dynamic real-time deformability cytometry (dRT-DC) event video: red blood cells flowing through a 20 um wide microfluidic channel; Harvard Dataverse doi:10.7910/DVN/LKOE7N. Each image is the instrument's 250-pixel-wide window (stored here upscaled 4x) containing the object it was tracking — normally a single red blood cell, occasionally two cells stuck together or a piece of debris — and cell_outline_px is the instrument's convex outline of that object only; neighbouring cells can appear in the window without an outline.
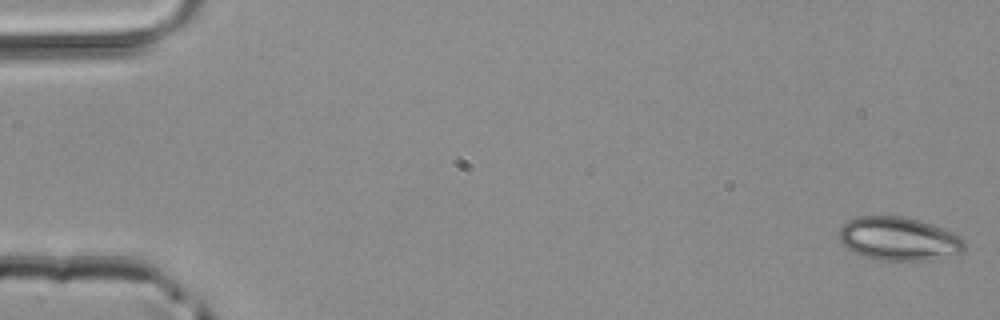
{"species": "common noctule bat (a hibernating species)", "species_latin": "Nyctalus noctula", "temperature_condition": "room temperature", "stored_images_in_passage": 48, "camera_frame_rate_fps": 3000, "um_per_image_px": 0.085, "animal": {"sex": "male", "body_mass_g": 20.4}, "frame": {"image": 1, "passage_image": 1, "time_ms": 0.0, "image_size_px": [1000, 320], "cell_outline_px": [[964, 252], [924, 260], [872, 260], [860, 256], [848, 248], [840, 240], [840, 228], [848, 220], [860, 216], [904, 216], [952, 232], [960, 236], [964, 240]], "centroid_in_image_um": [76.36, 20.3], "position_along_channel_um": 8.6, "area_um2": 31.39}}
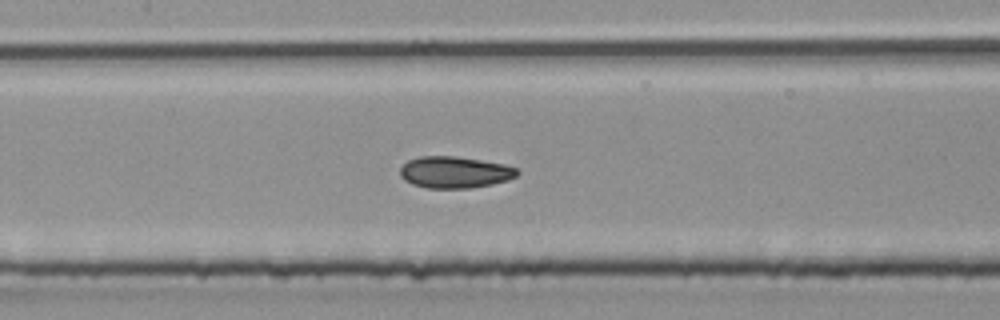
{"frame": {"image": 2, "passage_image": 23, "time_ms": 7.333, "image_size_px": [1000, 320], "cell_outline_px": [[520, 172], [516, 176], [508, 180], [492, 184], [472, 188], [424, 188], [412, 184], [404, 180], [400, 176], [400, 168], [408, 160], [420, 156], [452, 156], [480, 160], [504, 164], [516, 168]], "centroid_in_image_um": [38.63, 14.65], "position_along_channel_um": 168.8, "area_um2": 21.62}}
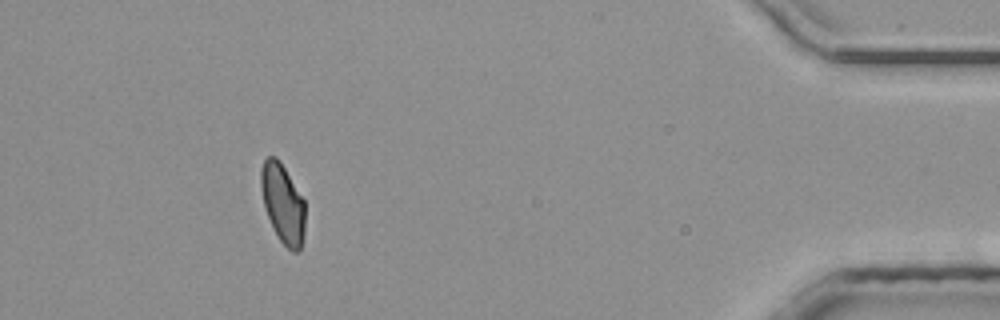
{"frame": {"image": 3, "passage_image": 44, "time_ms": 14.333, "image_size_px": [1000, 320], "cell_outline_px": [[304, 236], [300, 248], [296, 252], [292, 252], [280, 240], [264, 208], [260, 188], [260, 172], [264, 160], [268, 156], [276, 156], [280, 160], [304, 200]], "centroid_in_image_um": [24.02, 17.26], "position_along_channel_um": 411.2, "area_um2": 20.29}}